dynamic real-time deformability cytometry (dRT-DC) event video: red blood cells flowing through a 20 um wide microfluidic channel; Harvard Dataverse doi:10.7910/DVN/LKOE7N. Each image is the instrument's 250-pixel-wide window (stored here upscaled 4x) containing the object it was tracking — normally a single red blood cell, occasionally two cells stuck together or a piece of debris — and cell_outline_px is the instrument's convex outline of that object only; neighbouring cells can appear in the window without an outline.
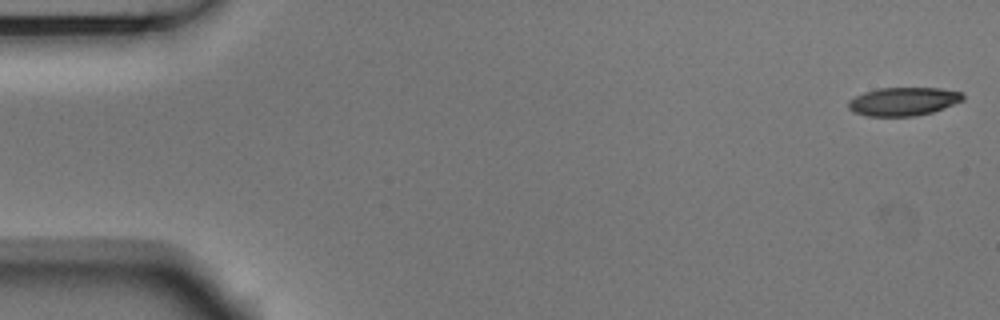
{"species": "Egyptian fruit bat (a non-hibernating species)", "species_latin": "Rousettus aegyptiacus", "temperature_condition": "room temperature", "stored_images_in_passage": 5, "camera_frame_rate_fps": 3000, "um_per_image_px": 0.085, "animal": {"sex": "male"}, "frame": {"image": 1, "passage_image": 1, "time_ms": 0.0, "image_size_px": [1000, 320], "cell_outline_px": [[964, 100], [932, 112], [916, 116], [864, 116], [852, 112], [848, 108], [848, 100], [864, 92], [876, 88], [940, 88], [960, 92], [964, 96]], "centroid_in_image_um": [76.74, 8.63], "position_along_channel_um": 8.3, "area_um2": 19.02}}
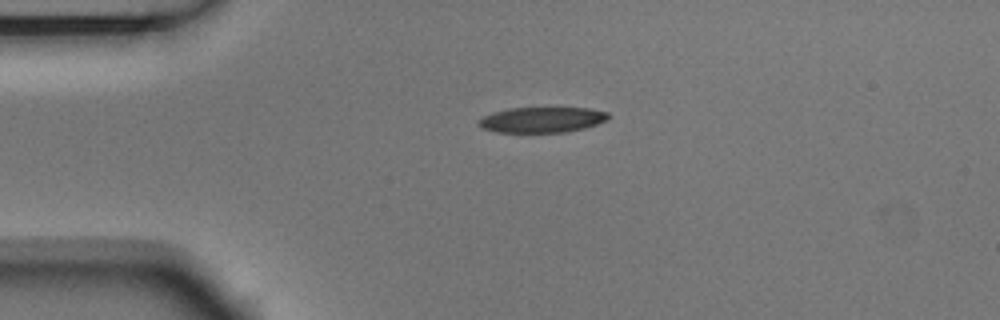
{"frame": {"image": 2, "passage_image": 4, "time_ms": 1.0, "image_size_px": [1000, 320], "cell_outline_px": [[608, 120], [584, 128], [568, 132], [496, 132], [480, 128], [476, 124], [476, 120], [492, 112], [508, 108], [588, 108], [608, 112]], "centroid_in_image_um": [46.01, 10.18], "position_along_channel_um": 39.0, "area_um2": 19.42}}